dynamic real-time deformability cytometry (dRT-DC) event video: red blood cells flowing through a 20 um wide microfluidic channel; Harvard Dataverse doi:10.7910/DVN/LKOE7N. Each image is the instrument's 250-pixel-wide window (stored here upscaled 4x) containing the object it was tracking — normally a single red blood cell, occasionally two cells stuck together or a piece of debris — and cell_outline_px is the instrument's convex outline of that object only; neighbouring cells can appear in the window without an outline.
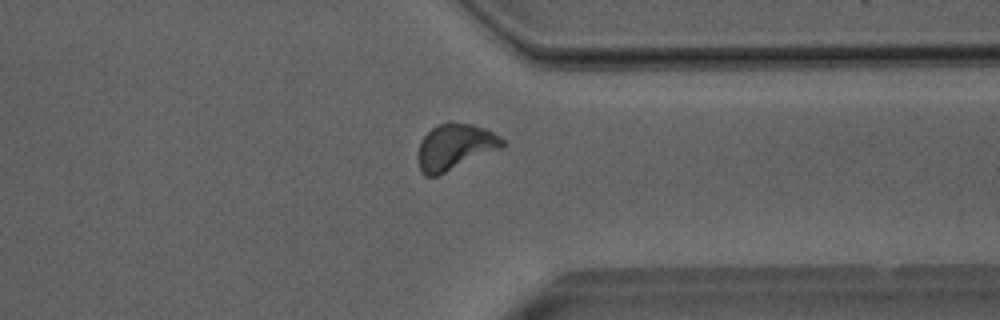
{"species": "Egyptian fruit bat (a non-hibernating species)", "species_latin": "Rousettus aegyptiacus", "temperature_condition": "room temperature", "stored_images_in_passage": 38, "camera_frame_rate_fps": 3000, "um_per_image_px": 0.085, "animal": {"sex": "male"}, "frame": {"image": 1, "passage_image": 33, "time_ms": 10.667, "image_size_px": [1000, 320], "cell_outline_px": [[504, 148], [436, 176], [424, 176], [420, 168], [416, 156], [416, 152], [420, 140], [432, 128], [440, 124], [472, 124], [484, 128], [500, 136], [504, 140]], "centroid_in_image_um": [38.66, 12.51], "position_along_channel_um": 372.7, "area_um2": 22.54}}